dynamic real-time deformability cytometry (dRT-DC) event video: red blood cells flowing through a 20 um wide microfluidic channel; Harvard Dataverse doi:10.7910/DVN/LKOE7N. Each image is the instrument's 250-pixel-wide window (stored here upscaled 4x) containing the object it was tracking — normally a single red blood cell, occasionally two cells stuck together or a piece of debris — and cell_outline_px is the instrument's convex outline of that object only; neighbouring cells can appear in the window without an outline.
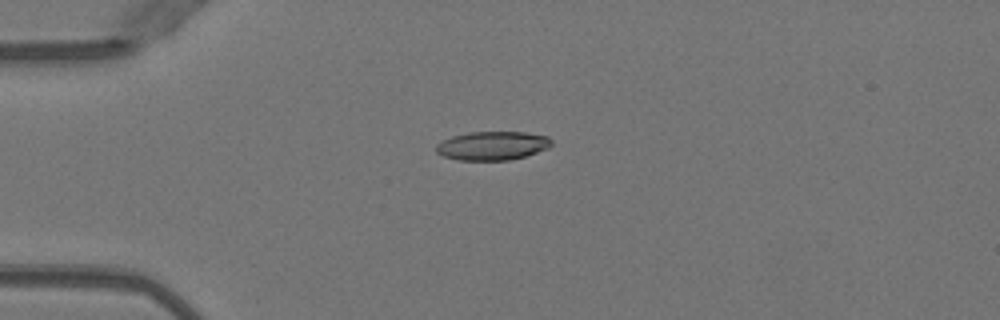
{"species": "Egyptian fruit bat (a non-hibernating species)", "species_latin": "Rousettus aegyptiacus", "temperature_condition": "warm", "stored_images_in_passage": 38, "camera_frame_rate_fps": 3000, "um_per_image_px": 0.085, "animal": {"sex": "female"}, "frame": {"image": 1, "passage_image": 1, "time_ms": 0.0, "image_size_px": [1000, 320], "cell_outline_px": [[552, 144], [548, 148], [524, 156], [508, 160], [460, 160], [444, 156], [436, 152], [436, 144], [452, 136], [468, 132], [524, 132], [548, 136], [552, 140]], "centroid_in_image_um": [41.86, 12.38], "position_along_channel_um": 43.1, "area_um2": 19.19}}
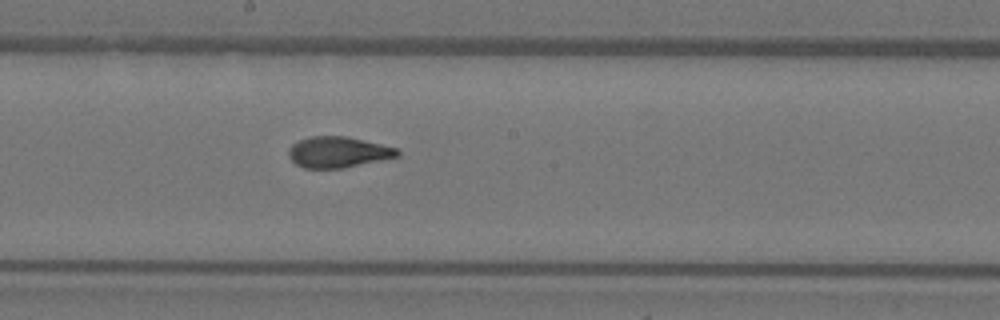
{"frame": {"image": 2, "passage_image": 16, "time_ms": 5.0, "image_size_px": [1000, 320], "cell_outline_px": [[400, 156], [344, 168], [304, 168], [296, 164], [288, 156], [288, 148], [292, 144], [300, 140], [312, 136], [348, 136], [396, 148], [400, 152]], "centroid_in_image_um": [28.73, 12.93], "position_along_channel_um": 219.5, "area_um2": 19.59}}
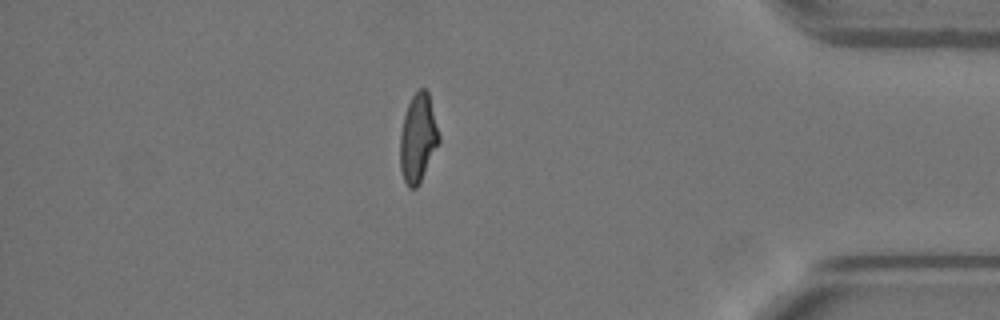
{"frame": {"image": 3, "passage_image": 32, "time_ms": 10.333, "image_size_px": [1000, 320], "cell_outline_px": [[440, 140], [420, 184], [416, 188], [408, 188], [404, 180], [400, 168], [400, 132], [404, 116], [408, 104], [412, 96], [420, 88], [424, 88], [428, 92], [440, 136]], "centroid_in_image_um": [35.52, 11.77], "position_along_channel_um": 399.7, "area_um2": 20.0}, "authors_computed_cell_mechanics": {"area_um2": 20.1144, "velocity_mm_per_s": 4.0282, "shape_relaxation_time_tau1_ms": 4.2977, "shape_relaxation_time_tau2_ms": 0.8837, "deformation_change_tau1": 0.2075, "deformation_change_tau2": 0.0776}}